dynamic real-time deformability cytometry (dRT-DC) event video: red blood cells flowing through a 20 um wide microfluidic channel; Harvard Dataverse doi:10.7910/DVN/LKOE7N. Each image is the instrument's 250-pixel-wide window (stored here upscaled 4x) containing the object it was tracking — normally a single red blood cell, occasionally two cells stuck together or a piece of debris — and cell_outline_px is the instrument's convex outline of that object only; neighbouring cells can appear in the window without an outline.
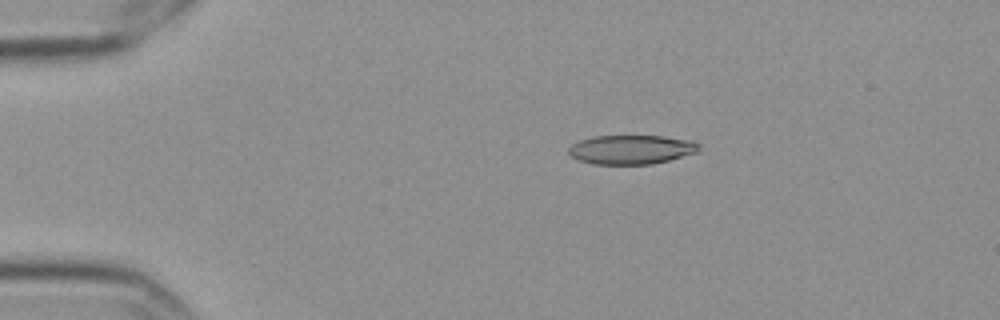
{"species": "Egyptian fruit bat (a non-hibernating species)", "species_latin": "Rousettus aegyptiacus", "temperature_condition": "cold", "stored_images_in_passage": 6, "camera_frame_rate_fps": 3000, "um_per_image_px": 0.085, "frame": {"image": 1, "passage_image": 3, "time_ms": 0.667, "image_size_px": [1000, 320], "cell_outline_px": [[700, 148], [696, 152], [668, 160], [652, 164], [592, 164], [580, 160], [572, 156], [568, 152], [568, 148], [572, 144], [580, 140], [592, 136], [664, 136], [692, 140], [700, 144]], "centroid_in_image_um": [53.66, 12.7], "position_along_channel_um": 31.3, "area_um2": 22.08}}
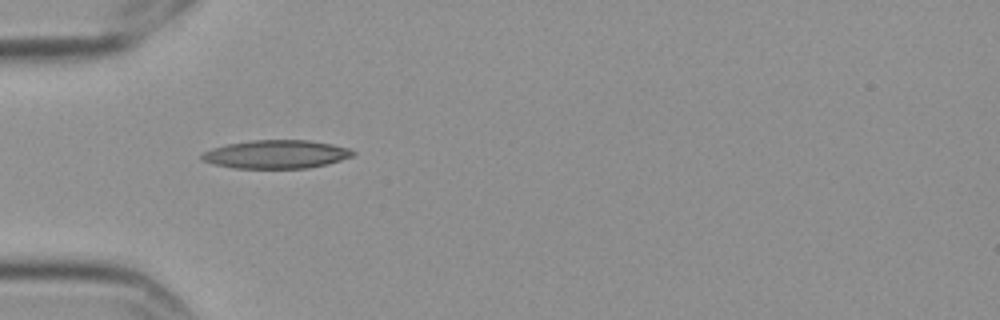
{"frame": {"image": 2, "passage_image": 5, "time_ms": 1.333, "image_size_px": [1000, 320], "cell_outline_px": [[356, 152], [352, 156], [328, 164], [308, 168], [232, 168], [212, 164], [200, 160], [200, 156], [204, 152], [212, 148], [228, 144], [252, 140], [308, 140], [332, 144], [348, 148]], "centroid_in_image_um": [23.45, 13.12], "position_along_channel_um": 61.5, "area_um2": 25.03}}
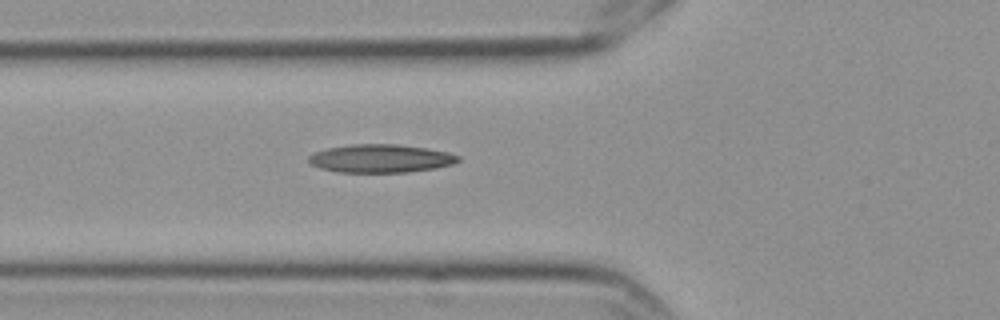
{"frame": {"image": 3, "passage_image": 6, "time_ms": 1.667, "image_size_px": [1000, 320], "cell_outline_px": [[460, 160], [452, 164], [436, 168], [408, 172], [336, 172], [320, 168], [312, 164], [308, 160], [308, 156], [316, 152], [328, 148], [352, 144], [396, 144], [428, 148], [448, 152], [460, 156]], "centroid_in_image_um": [32.38, 13.47], "position_along_channel_um": 93.4, "area_um2": 24.57}}